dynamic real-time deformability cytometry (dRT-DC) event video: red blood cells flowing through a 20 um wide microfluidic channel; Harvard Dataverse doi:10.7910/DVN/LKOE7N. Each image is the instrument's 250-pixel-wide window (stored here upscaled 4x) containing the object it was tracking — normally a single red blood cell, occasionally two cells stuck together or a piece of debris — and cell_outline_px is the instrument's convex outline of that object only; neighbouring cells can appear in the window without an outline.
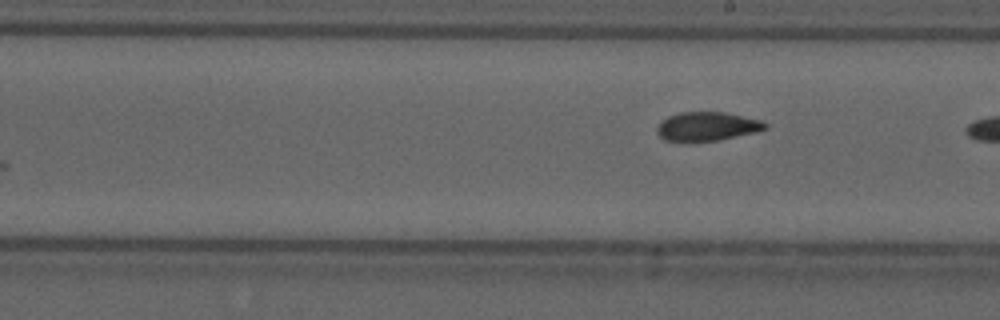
{"species": "common noctule bat (a hibernating species)", "species_latin": "Nyctalus noctula", "temperature_condition": "cold", "stored_images_in_passage": 6, "camera_frame_rate_fps": 3000, "um_per_image_px": 0.085, "animal": {"sex": "male", "forearm_length_mm": 52.5}, "frame": {"image": 1, "passage_image": 6, "time_ms": 1.667, "image_size_px": [1000, 320], "cell_outline_px": [[768, 128], [756, 132], [720, 140], [664, 140], [656, 132], [656, 128], [668, 116], [680, 112], [724, 112], [760, 120], [768, 124]], "centroid_in_image_um": [60.13, 10.73], "position_along_channel_um": 228.9, "area_um2": 17.86}}